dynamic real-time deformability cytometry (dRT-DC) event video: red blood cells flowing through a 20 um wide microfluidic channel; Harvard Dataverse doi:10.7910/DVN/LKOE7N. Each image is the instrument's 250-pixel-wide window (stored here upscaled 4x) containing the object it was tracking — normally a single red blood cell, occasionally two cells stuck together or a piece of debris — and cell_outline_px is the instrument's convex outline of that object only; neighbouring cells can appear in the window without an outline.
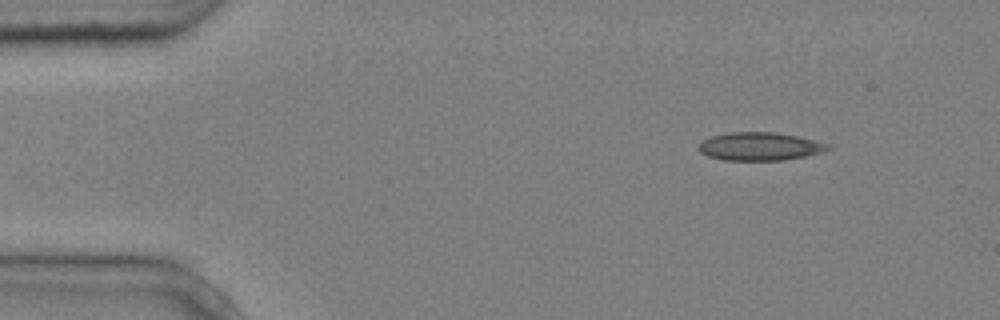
{"species": "common noctule bat (a hibernating species)", "species_latin": "Nyctalus noctula", "temperature_condition": "cold", "stored_images_in_passage": 5, "camera_frame_rate_fps": 3000, "um_per_image_px": 0.085, "animal": {"sex": "male", "body_mass_g": 20.4}, "frame": {"image": 1, "passage_image": 1, "time_ms": 0.0, "image_size_px": [1000, 320], "cell_outline_px": [[832, 148], [824, 152], [808, 156], [784, 160], [724, 160], [708, 156], [700, 152], [700, 144], [704, 140], [712, 136], [732, 132], [776, 132], [796, 136], [832, 144]], "centroid_in_image_um": [64.67, 12.45], "position_along_channel_um": 20.3, "area_um2": 21.21}}
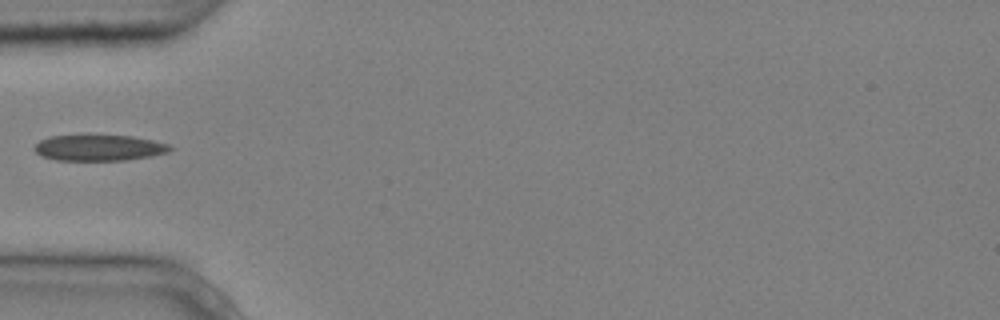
{"frame": {"image": 2, "passage_image": 4, "time_ms": 1.0, "image_size_px": [1000, 320], "cell_outline_px": [[176, 148], [168, 152], [152, 156], [124, 160], [56, 160], [40, 156], [32, 148], [40, 140], [48, 136], [132, 136], [152, 140], [168, 144]], "centroid_in_image_um": [8.42, 12.57], "position_along_channel_um": 76.6, "area_um2": 20.46}}
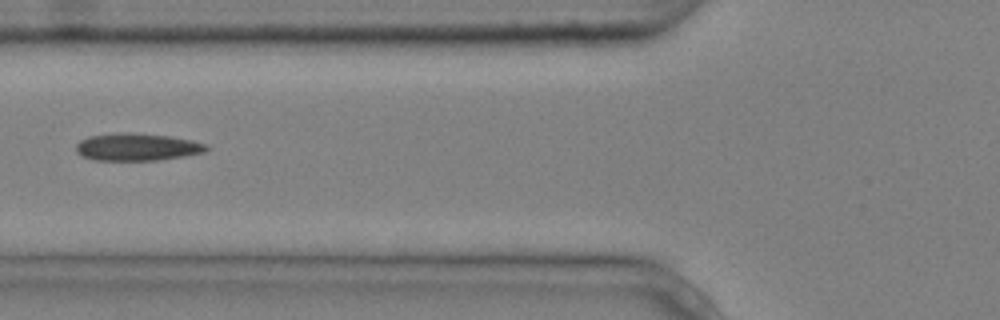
{"frame": {"image": 3, "passage_image": 5, "time_ms": 1.333, "image_size_px": [1000, 320], "cell_outline_px": [[208, 148], [204, 152], [184, 156], [156, 160], [92, 160], [76, 152], [76, 144], [80, 140], [88, 136], [124, 132], [128, 132], [168, 136], [192, 140], [204, 144]], "centroid_in_image_um": [11.61, 12.49], "position_along_channel_um": 114.2, "area_um2": 20.63}}